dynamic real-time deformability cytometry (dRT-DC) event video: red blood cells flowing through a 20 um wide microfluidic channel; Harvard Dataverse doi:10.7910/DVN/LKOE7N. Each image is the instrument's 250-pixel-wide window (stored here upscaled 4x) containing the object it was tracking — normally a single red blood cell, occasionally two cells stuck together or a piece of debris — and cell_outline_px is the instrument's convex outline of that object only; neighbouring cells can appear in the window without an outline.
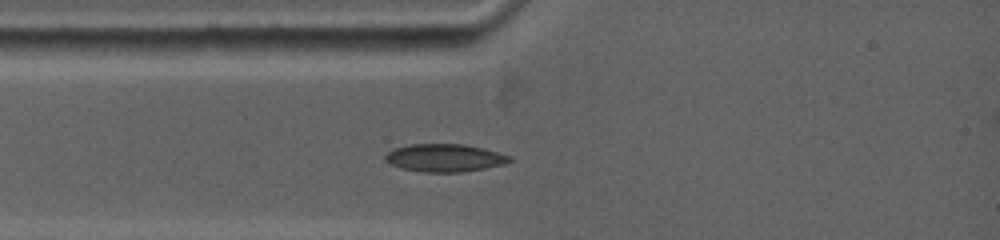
{"species": "common noctule bat (a hibernating species)", "species_latin": "Nyctalus noctula", "temperature_condition": "warm", "stored_images_in_passage": 45, "camera_frame_rate_fps": 5000, "um_per_image_px": 0.085, "animal": {"sex": "female", "body_mass_g": 19.0, "forearm_length_mm": 53.3}, "frame": {"image": 1, "passage_image": 1, "time_ms": 0.0, "image_size_px": [1000, 240], "cell_outline_px": [[512, 160], [504, 164], [484, 168], [460, 172], [424, 172], [400, 168], [384, 160], [384, 156], [388, 152], [396, 148], [412, 144], [460, 144], [480, 148], [512, 156]], "centroid_in_image_um": [37.77, 13.42], "position_along_channel_um": 47.2, "area_um2": 19.83}}
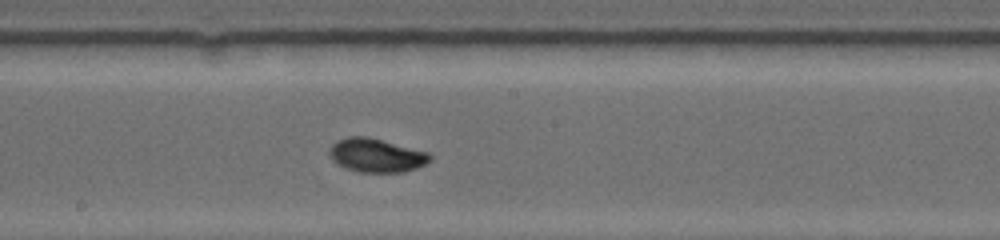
{"frame": {"image": 2, "passage_image": 23, "time_ms": 4.4, "image_size_px": [1000, 240], "cell_outline_px": [[432, 156], [424, 164], [416, 168], [404, 172], [360, 172], [348, 168], [340, 164], [332, 156], [332, 144], [348, 136], [364, 136], [428, 152]], "centroid_in_image_um": [32.04, 13.21], "position_along_channel_um": 216.2, "area_um2": 18.9}}
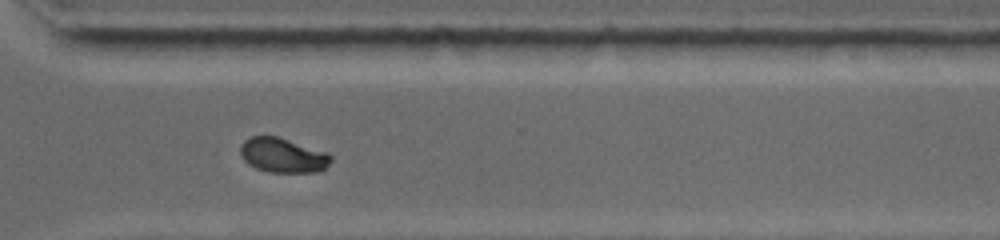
{"frame": {"image": 3, "passage_image": 40, "time_ms": 7.8, "image_size_px": [1000, 240], "cell_outline_px": [[332, 160], [320, 172], [268, 172], [256, 168], [248, 164], [244, 160], [240, 152], [240, 148], [244, 140], [252, 136], [276, 136], [328, 152], [332, 156]], "centroid_in_image_um": [24.05, 13.2], "position_along_channel_um": 346.5, "area_um2": 18.26}}